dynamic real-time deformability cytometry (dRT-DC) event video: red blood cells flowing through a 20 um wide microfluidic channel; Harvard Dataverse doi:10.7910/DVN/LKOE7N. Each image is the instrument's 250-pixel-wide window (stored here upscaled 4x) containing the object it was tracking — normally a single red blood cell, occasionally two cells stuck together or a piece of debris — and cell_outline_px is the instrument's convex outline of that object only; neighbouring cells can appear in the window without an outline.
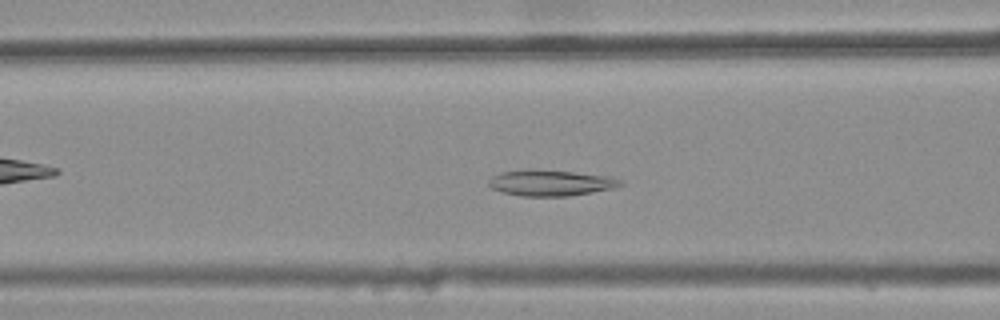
{"species": "common noctule bat (a hibernating species)", "species_latin": "Nyctalus noctula", "temperature_condition": "warm", "stored_images_in_passage": 40, "camera_frame_rate_fps": 3000, "um_per_image_px": 0.085, "animal": {"sex": "female", "body_mass_g": 25.1}, "frame": {"image": 1, "passage_image": 19, "time_ms": 6.0, "image_size_px": [1000, 320], "cell_outline_px": [[624, 184], [612, 188], [592, 192], [568, 196], [520, 196], [500, 192], [492, 188], [488, 184], [488, 180], [492, 176], [500, 172], [572, 172], [608, 176], [620, 180]], "centroid_in_image_um": [46.8, 15.59], "position_along_channel_um": 119.8, "area_um2": 18.96}}
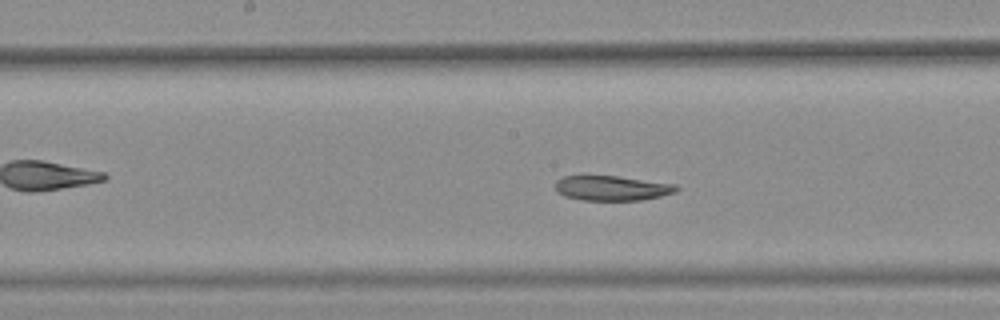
{"frame": {"image": 2, "passage_image": 25, "time_ms": 8.0, "image_size_px": [1000, 320], "cell_outline_px": [[680, 188], [676, 192], [660, 196], [640, 200], [580, 200], [564, 196], [556, 192], [556, 180], [564, 176], [616, 176], [676, 184]], "centroid_in_image_um": [52.01, 15.99], "position_along_channel_um": 196.2, "area_um2": 17.51}}
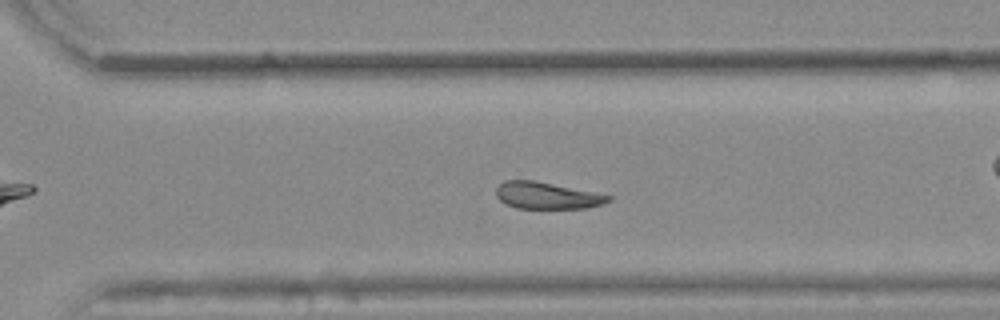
{"frame": {"image": 3, "passage_image": 35, "time_ms": 11.333, "image_size_px": [1000, 320], "cell_outline_px": [[612, 200], [604, 204], [588, 208], [516, 208], [504, 204], [496, 196], [496, 188], [504, 180], [532, 180], [596, 192], [612, 196]], "centroid_in_image_um": [46.5, 16.63], "position_along_channel_um": 324.1, "area_um2": 17.63}}